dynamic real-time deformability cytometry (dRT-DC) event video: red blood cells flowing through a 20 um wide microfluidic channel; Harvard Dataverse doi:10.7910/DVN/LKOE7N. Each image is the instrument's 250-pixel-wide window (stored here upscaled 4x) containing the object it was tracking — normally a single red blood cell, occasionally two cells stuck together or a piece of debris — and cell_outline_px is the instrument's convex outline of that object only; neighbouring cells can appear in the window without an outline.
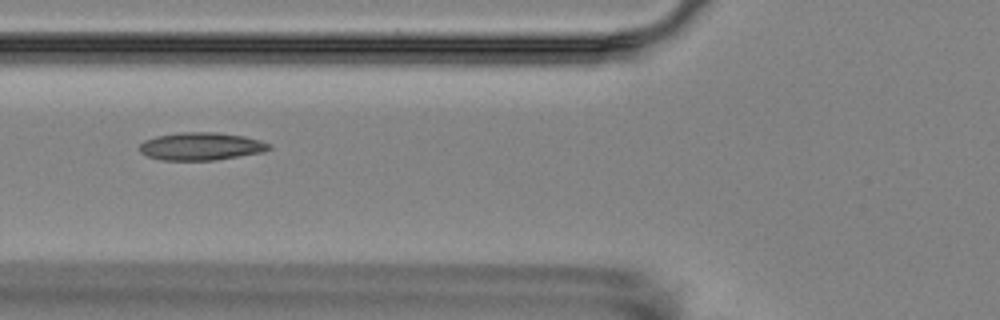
{"species": "Egyptian fruit bat (a non-hibernating species)", "species_latin": "Rousettus aegyptiacus", "temperature_condition": "room temperature", "stored_images_in_passage": 14, "camera_frame_rate_fps": 3000, "um_per_image_px": 0.085, "animal": {"sex": "female"}, "frame": {"image": 1, "passage_image": 5, "time_ms": 4.667, "image_size_px": [1000, 320], "cell_outline_px": [[272, 148], [264, 152], [216, 160], [160, 160], [148, 156], [140, 152], [140, 144], [144, 140], [156, 136], [180, 132], [216, 132], [244, 136], [260, 140], [272, 144]], "centroid_in_image_um": [17.12, 12.43], "position_along_channel_um": 108.7, "area_um2": 21.1}}
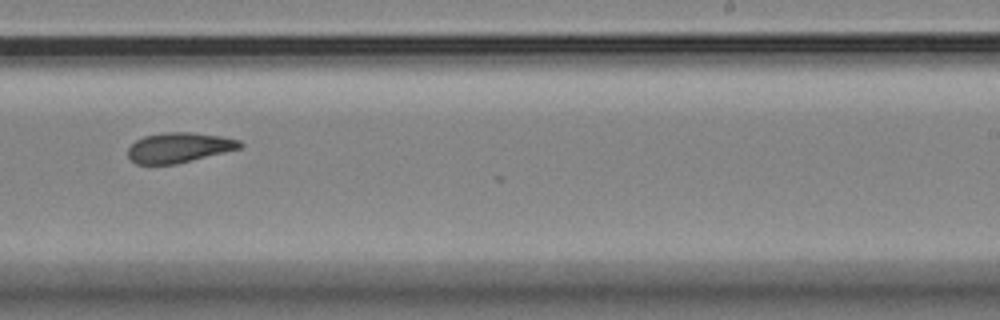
{"frame": {"image": 2, "passage_image": 9, "time_ms": 9.333, "image_size_px": [1000, 320], "cell_outline_px": [[244, 144], [240, 148], [176, 164], [136, 164], [128, 156], [128, 148], [136, 140], [144, 136], [164, 132], [192, 132], [220, 136], [240, 140]], "centroid_in_image_um": [15.21, 12.53], "position_along_channel_um": 273.8, "area_um2": 19.48}}
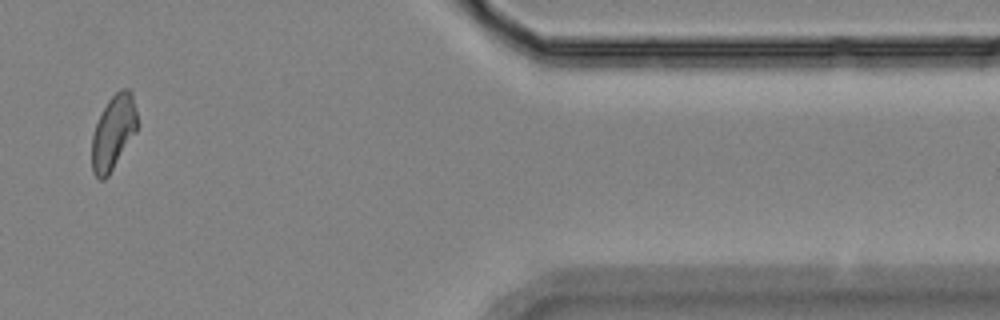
{"frame": {"image": 3, "passage_image": 13, "time_ms": 14.0, "image_size_px": [1000, 320], "cell_outline_px": [[140, 124], [136, 132], [108, 176], [104, 180], [100, 180], [92, 172], [92, 136], [96, 124], [108, 100], [120, 88], [128, 88], [132, 92]], "centroid_in_image_um": [9.67, 11.23], "position_along_channel_um": 401.7, "area_um2": 19.83}, "authors_computed_cell_mechanics": {"area_um2": 20.3167, "velocity_mm_per_s": 3.5546, "shape_relaxation_time_tau1_ms": 9.1951, "shape_relaxation_time_tau2_ms": 4.7744, "deformation_change_tau1": 0.1716, "deformation_change_tau2": 0.1209}}